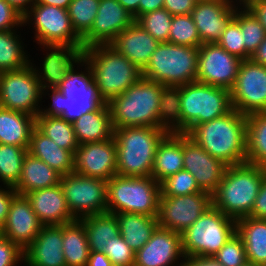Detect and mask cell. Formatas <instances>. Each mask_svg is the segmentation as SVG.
Wrapping results in <instances>:
<instances>
[{"label": "cell", "instance_id": "603a6c76", "mask_svg": "<svg viewBox=\"0 0 266 266\" xmlns=\"http://www.w3.org/2000/svg\"><path fill=\"white\" fill-rule=\"evenodd\" d=\"M42 226L27 198L17 195L11 202L6 223L0 234L24 252L39 234Z\"/></svg>", "mask_w": 266, "mask_h": 266}, {"label": "cell", "instance_id": "f6af8a7d", "mask_svg": "<svg viewBox=\"0 0 266 266\" xmlns=\"http://www.w3.org/2000/svg\"><path fill=\"white\" fill-rule=\"evenodd\" d=\"M217 44L228 53L237 56L241 60H248L251 58L245 50V42L240 26L234 19L226 26Z\"/></svg>", "mask_w": 266, "mask_h": 266}, {"label": "cell", "instance_id": "b9f144b4", "mask_svg": "<svg viewBox=\"0 0 266 266\" xmlns=\"http://www.w3.org/2000/svg\"><path fill=\"white\" fill-rule=\"evenodd\" d=\"M168 42L190 47L201 45L200 36L191 14L173 15Z\"/></svg>", "mask_w": 266, "mask_h": 266}, {"label": "cell", "instance_id": "ab89813d", "mask_svg": "<svg viewBox=\"0 0 266 266\" xmlns=\"http://www.w3.org/2000/svg\"><path fill=\"white\" fill-rule=\"evenodd\" d=\"M28 148L0 144V182L15 187L20 180L23 159Z\"/></svg>", "mask_w": 266, "mask_h": 266}, {"label": "cell", "instance_id": "6f0895ef", "mask_svg": "<svg viewBox=\"0 0 266 266\" xmlns=\"http://www.w3.org/2000/svg\"><path fill=\"white\" fill-rule=\"evenodd\" d=\"M87 266H113V264L103 252L90 251Z\"/></svg>", "mask_w": 266, "mask_h": 266}, {"label": "cell", "instance_id": "30bf717a", "mask_svg": "<svg viewBox=\"0 0 266 266\" xmlns=\"http://www.w3.org/2000/svg\"><path fill=\"white\" fill-rule=\"evenodd\" d=\"M79 66H85L84 70L76 71ZM57 89L64 95L63 114L60 117L70 123L105 104L94 82L90 64L84 58L77 68L74 66L70 70Z\"/></svg>", "mask_w": 266, "mask_h": 266}, {"label": "cell", "instance_id": "91938a15", "mask_svg": "<svg viewBox=\"0 0 266 266\" xmlns=\"http://www.w3.org/2000/svg\"><path fill=\"white\" fill-rule=\"evenodd\" d=\"M253 62L266 66V36L250 58Z\"/></svg>", "mask_w": 266, "mask_h": 266}, {"label": "cell", "instance_id": "bcb514c9", "mask_svg": "<svg viewBox=\"0 0 266 266\" xmlns=\"http://www.w3.org/2000/svg\"><path fill=\"white\" fill-rule=\"evenodd\" d=\"M214 258L224 266H241L248 261L244 244L237 233L230 237Z\"/></svg>", "mask_w": 266, "mask_h": 266}, {"label": "cell", "instance_id": "4316f807", "mask_svg": "<svg viewBox=\"0 0 266 266\" xmlns=\"http://www.w3.org/2000/svg\"><path fill=\"white\" fill-rule=\"evenodd\" d=\"M27 152L45 162L62 176L74 172V153L58 147L36 127L32 131Z\"/></svg>", "mask_w": 266, "mask_h": 266}, {"label": "cell", "instance_id": "d4e9b609", "mask_svg": "<svg viewBox=\"0 0 266 266\" xmlns=\"http://www.w3.org/2000/svg\"><path fill=\"white\" fill-rule=\"evenodd\" d=\"M43 225H62L77 220L70 212L60 184L24 195Z\"/></svg>", "mask_w": 266, "mask_h": 266}, {"label": "cell", "instance_id": "60d3db41", "mask_svg": "<svg viewBox=\"0 0 266 266\" xmlns=\"http://www.w3.org/2000/svg\"><path fill=\"white\" fill-rule=\"evenodd\" d=\"M100 0H72L67 8L75 32L82 38L97 15Z\"/></svg>", "mask_w": 266, "mask_h": 266}, {"label": "cell", "instance_id": "d6986e66", "mask_svg": "<svg viewBox=\"0 0 266 266\" xmlns=\"http://www.w3.org/2000/svg\"><path fill=\"white\" fill-rule=\"evenodd\" d=\"M183 159L184 170L194 176L202 191L212 195L222 181L228 165L211 156L184 133Z\"/></svg>", "mask_w": 266, "mask_h": 266}, {"label": "cell", "instance_id": "94428289", "mask_svg": "<svg viewBox=\"0 0 266 266\" xmlns=\"http://www.w3.org/2000/svg\"><path fill=\"white\" fill-rule=\"evenodd\" d=\"M118 2L134 17L135 21L139 18L140 0H118Z\"/></svg>", "mask_w": 266, "mask_h": 266}, {"label": "cell", "instance_id": "74e56055", "mask_svg": "<svg viewBox=\"0 0 266 266\" xmlns=\"http://www.w3.org/2000/svg\"><path fill=\"white\" fill-rule=\"evenodd\" d=\"M17 29L0 31V71L18 70L30 64Z\"/></svg>", "mask_w": 266, "mask_h": 266}, {"label": "cell", "instance_id": "db71d44e", "mask_svg": "<svg viewBox=\"0 0 266 266\" xmlns=\"http://www.w3.org/2000/svg\"><path fill=\"white\" fill-rule=\"evenodd\" d=\"M249 217L266 219V173Z\"/></svg>", "mask_w": 266, "mask_h": 266}, {"label": "cell", "instance_id": "e575fe53", "mask_svg": "<svg viewBox=\"0 0 266 266\" xmlns=\"http://www.w3.org/2000/svg\"><path fill=\"white\" fill-rule=\"evenodd\" d=\"M87 234L90 251H103L110 239L120 235V228L115 214L108 212L88 215L79 219Z\"/></svg>", "mask_w": 266, "mask_h": 266}, {"label": "cell", "instance_id": "83f0119b", "mask_svg": "<svg viewBox=\"0 0 266 266\" xmlns=\"http://www.w3.org/2000/svg\"><path fill=\"white\" fill-rule=\"evenodd\" d=\"M183 160V133L169 132L158 144L152 177L160 184L184 169Z\"/></svg>", "mask_w": 266, "mask_h": 266}, {"label": "cell", "instance_id": "ee69618b", "mask_svg": "<svg viewBox=\"0 0 266 266\" xmlns=\"http://www.w3.org/2000/svg\"><path fill=\"white\" fill-rule=\"evenodd\" d=\"M160 196H184L202 191L193 175L186 170H180L160 183Z\"/></svg>", "mask_w": 266, "mask_h": 266}, {"label": "cell", "instance_id": "6125c7cd", "mask_svg": "<svg viewBox=\"0 0 266 266\" xmlns=\"http://www.w3.org/2000/svg\"><path fill=\"white\" fill-rule=\"evenodd\" d=\"M14 6L19 12L24 14L33 4L34 0H6Z\"/></svg>", "mask_w": 266, "mask_h": 266}, {"label": "cell", "instance_id": "ba28073f", "mask_svg": "<svg viewBox=\"0 0 266 266\" xmlns=\"http://www.w3.org/2000/svg\"><path fill=\"white\" fill-rule=\"evenodd\" d=\"M160 184L152 177L115 175L107 181L108 213L158 216Z\"/></svg>", "mask_w": 266, "mask_h": 266}, {"label": "cell", "instance_id": "7a4b0ae2", "mask_svg": "<svg viewBox=\"0 0 266 266\" xmlns=\"http://www.w3.org/2000/svg\"><path fill=\"white\" fill-rule=\"evenodd\" d=\"M232 109L227 89L197 81L178 86L170 90V132L187 134L194 126Z\"/></svg>", "mask_w": 266, "mask_h": 266}, {"label": "cell", "instance_id": "7dc6e473", "mask_svg": "<svg viewBox=\"0 0 266 266\" xmlns=\"http://www.w3.org/2000/svg\"><path fill=\"white\" fill-rule=\"evenodd\" d=\"M113 266H134L135 252L121 235L113 237L102 251Z\"/></svg>", "mask_w": 266, "mask_h": 266}, {"label": "cell", "instance_id": "6da1fadb", "mask_svg": "<svg viewBox=\"0 0 266 266\" xmlns=\"http://www.w3.org/2000/svg\"><path fill=\"white\" fill-rule=\"evenodd\" d=\"M108 106L113 128H169L170 90L156 81L142 77Z\"/></svg>", "mask_w": 266, "mask_h": 266}, {"label": "cell", "instance_id": "681fc988", "mask_svg": "<svg viewBox=\"0 0 266 266\" xmlns=\"http://www.w3.org/2000/svg\"><path fill=\"white\" fill-rule=\"evenodd\" d=\"M24 263L23 251L0 234V266H18Z\"/></svg>", "mask_w": 266, "mask_h": 266}, {"label": "cell", "instance_id": "cb8c5ba5", "mask_svg": "<svg viewBox=\"0 0 266 266\" xmlns=\"http://www.w3.org/2000/svg\"><path fill=\"white\" fill-rule=\"evenodd\" d=\"M62 246V225H43L23 252V266H66Z\"/></svg>", "mask_w": 266, "mask_h": 266}, {"label": "cell", "instance_id": "1f68e13d", "mask_svg": "<svg viewBox=\"0 0 266 266\" xmlns=\"http://www.w3.org/2000/svg\"><path fill=\"white\" fill-rule=\"evenodd\" d=\"M35 117L0 107V144L28 148Z\"/></svg>", "mask_w": 266, "mask_h": 266}, {"label": "cell", "instance_id": "e7e4bbea", "mask_svg": "<svg viewBox=\"0 0 266 266\" xmlns=\"http://www.w3.org/2000/svg\"><path fill=\"white\" fill-rule=\"evenodd\" d=\"M241 266H259V265H256V264H254V263H252V262L247 261L246 263H244V264L241 265Z\"/></svg>", "mask_w": 266, "mask_h": 266}, {"label": "cell", "instance_id": "9c48e42d", "mask_svg": "<svg viewBox=\"0 0 266 266\" xmlns=\"http://www.w3.org/2000/svg\"><path fill=\"white\" fill-rule=\"evenodd\" d=\"M236 233V220L213 205L181 233L184 256H214Z\"/></svg>", "mask_w": 266, "mask_h": 266}, {"label": "cell", "instance_id": "484cf974", "mask_svg": "<svg viewBox=\"0 0 266 266\" xmlns=\"http://www.w3.org/2000/svg\"><path fill=\"white\" fill-rule=\"evenodd\" d=\"M110 45L127 57L142 72L148 65L159 42L135 21L118 34Z\"/></svg>", "mask_w": 266, "mask_h": 266}, {"label": "cell", "instance_id": "4fadbf2b", "mask_svg": "<svg viewBox=\"0 0 266 266\" xmlns=\"http://www.w3.org/2000/svg\"><path fill=\"white\" fill-rule=\"evenodd\" d=\"M34 25V41L41 44H82V38L75 32L67 9L33 4L23 14V26Z\"/></svg>", "mask_w": 266, "mask_h": 266}, {"label": "cell", "instance_id": "9a60e30c", "mask_svg": "<svg viewBox=\"0 0 266 266\" xmlns=\"http://www.w3.org/2000/svg\"><path fill=\"white\" fill-rule=\"evenodd\" d=\"M212 206V195L207 192L184 196H160L158 227L182 233Z\"/></svg>", "mask_w": 266, "mask_h": 266}, {"label": "cell", "instance_id": "f35d334b", "mask_svg": "<svg viewBox=\"0 0 266 266\" xmlns=\"http://www.w3.org/2000/svg\"><path fill=\"white\" fill-rule=\"evenodd\" d=\"M233 19L239 24L246 52L252 56L266 36V30L253 12L244 4L236 9Z\"/></svg>", "mask_w": 266, "mask_h": 266}, {"label": "cell", "instance_id": "7402d4cb", "mask_svg": "<svg viewBox=\"0 0 266 266\" xmlns=\"http://www.w3.org/2000/svg\"><path fill=\"white\" fill-rule=\"evenodd\" d=\"M183 257L181 234L157 227L135 253L134 266H182Z\"/></svg>", "mask_w": 266, "mask_h": 266}, {"label": "cell", "instance_id": "4dcf8cb0", "mask_svg": "<svg viewBox=\"0 0 266 266\" xmlns=\"http://www.w3.org/2000/svg\"><path fill=\"white\" fill-rule=\"evenodd\" d=\"M236 233L242 239L247 260L259 266L266 264V219L249 216L236 220Z\"/></svg>", "mask_w": 266, "mask_h": 266}, {"label": "cell", "instance_id": "52a82bcc", "mask_svg": "<svg viewBox=\"0 0 266 266\" xmlns=\"http://www.w3.org/2000/svg\"><path fill=\"white\" fill-rule=\"evenodd\" d=\"M199 47L159 43L142 77L156 81L169 90L196 82Z\"/></svg>", "mask_w": 266, "mask_h": 266}, {"label": "cell", "instance_id": "8d00e7d4", "mask_svg": "<svg viewBox=\"0 0 266 266\" xmlns=\"http://www.w3.org/2000/svg\"><path fill=\"white\" fill-rule=\"evenodd\" d=\"M35 127L58 147L75 154L79 144L76 140L73 123L60 116H37L35 118Z\"/></svg>", "mask_w": 266, "mask_h": 266}, {"label": "cell", "instance_id": "f907efd6", "mask_svg": "<svg viewBox=\"0 0 266 266\" xmlns=\"http://www.w3.org/2000/svg\"><path fill=\"white\" fill-rule=\"evenodd\" d=\"M51 92V94L47 92ZM50 97L51 104H48V108H40L37 116H61L63 114L64 95L57 88H44L42 89V95Z\"/></svg>", "mask_w": 266, "mask_h": 266}, {"label": "cell", "instance_id": "8fae6325", "mask_svg": "<svg viewBox=\"0 0 266 266\" xmlns=\"http://www.w3.org/2000/svg\"><path fill=\"white\" fill-rule=\"evenodd\" d=\"M42 88L31 64L0 76V107L34 116L39 114Z\"/></svg>", "mask_w": 266, "mask_h": 266}, {"label": "cell", "instance_id": "836d02e7", "mask_svg": "<svg viewBox=\"0 0 266 266\" xmlns=\"http://www.w3.org/2000/svg\"><path fill=\"white\" fill-rule=\"evenodd\" d=\"M63 254L66 266H87L90 248L80 220L62 224Z\"/></svg>", "mask_w": 266, "mask_h": 266}, {"label": "cell", "instance_id": "5bb4252c", "mask_svg": "<svg viewBox=\"0 0 266 266\" xmlns=\"http://www.w3.org/2000/svg\"><path fill=\"white\" fill-rule=\"evenodd\" d=\"M230 96L232 107L243 115L266 112V66L242 60Z\"/></svg>", "mask_w": 266, "mask_h": 266}, {"label": "cell", "instance_id": "e0dca14e", "mask_svg": "<svg viewBox=\"0 0 266 266\" xmlns=\"http://www.w3.org/2000/svg\"><path fill=\"white\" fill-rule=\"evenodd\" d=\"M39 46L40 48L42 46L43 51H48L42 61V67L40 69L32 64V60L30 64L42 89L57 88L70 70L84 58L82 44H41Z\"/></svg>", "mask_w": 266, "mask_h": 266}, {"label": "cell", "instance_id": "d6a6232c", "mask_svg": "<svg viewBox=\"0 0 266 266\" xmlns=\"http://www.w3.org/2000/svg\"><path fill=\"white\" fill-rule=\"evenodd\" d=\"M115 216L119 223L120 235L135 253L158 227L157 217L136 213H117Z\"/></svg>", "mask_w": 266, "mask_h": 266}, {"label": "cell", "instance_id": "ac0fdd59", "mask_svg": "<svg viewBox=\"0 0 266 266\" xmlns=\"http://www.w3.org/2000/svg\"><path fill=\"white\" fill-rule=\"evenodd\" d=\"M242 0H203L197 1L191 16L196 25L202 44H213L233 19Z\"/></svg>", "mask_w": 266, "mask_h": 266}, {"label": "cell", "instance_id": "44dd1931", "mask_svg": "<svg viewBox=\"0 0 266 266\" xmlns=\"http://www.w3.org/2000/svg\"><path fill=\"white\" fill-rule=\"evenodd\" d=\"M74 172L108 181L117 174L114 138L79 145L74 154Z\"/></svg>", "mask_w": 266, "mask_h": 266}, {"label": "cell", "instance_id": "7bdbcfd3", "mask_svg": "<svg viewBox=\"0 0 266 266\" xmlns=\"http://www.w3.org/2000/svg\"><path fill=\"white\" fill-rule=\"evenodd\" d=\"M173 15L165 8L141 15L136 22L159 43L168 42Z\"/></svg>", "mask_w": 266, "mask_h": 266}, {"label": "cell", "instance_id": "3957f363", "mask_svg": "<svg viewBox=\"0 0 266 266\" xmlns=\"http://www.w3.org/2000/svg\"><path fill=\"white\" fill-rule=\"evenodd\" d=\"M186 135L228 166L246 162L247 116L234 108L221 117L194 126Z\"/></svg>", "mask_w": 266, "mask_h": 266}, {"label": "cell", "instance_id": "816d5d0a", "mask_svg": "<svg viewBox=\"0 0 266 266\" xmlns=\"http://www.w3.org/2000/svg\"><path fill=\"white\" fill-rule=\"evenodd\" d=\"M17 195L14 187L4 185L3 188L0 186V231L6 223L11 202Z\"/></svg>", "mask_w": 266, "mask_h": 266}, {"label": "cell", "instance_id": "5b68a950", "mask_svg": "<svg viewBox=\"0 0 266 266\" xmlns=\"http://www.w3.org/2000/svg\"><path fill=\"white\" fill-rule=\"evenodd\" d=\"M170 132L169 128H114L117 150V175L126 177L152 176L158 144Z\"/></svg>", "mask_w": 266, "mask_h": 266}, {"label": "cell", "instance_id": "11a10c76", "mask_svg": "<svg viewBox=\"0 0 266 266\" xmlns=\"http://www.w3.org/2000/svg\"><path fill=\"white\" fill-rule=\"evenodd\" d=\"M183 258L182 266H224L214 256L189 255Z\"/></svg>", "mask_w": 266, "mask_h": 266}, {"label": "cell", "instance_id": "f1b7e54d", "mask_svg": "<svg viewBox=\"0 0 266 266\" xmlns=\"http://www.w3.org/2000/svg\"><path fill=\"white\" fill-rule=\"evenodd\" d=\"M76 140L79 145L102 142L113 138L114 128L108 103L98 110L88 112L73 122Z\"/></svg>", "mask_w": 266, "mask_h": 266}, {"label": "cell", "instance_id": "d590c367", "mask_svg": "<svg viewBox=\"0 0 266 266\" xmlns=\"http://www.w3.org/2000/svg\"><path fill=\"white\" fill-rule=\"evenodd\" d=\"M246 162L266 167V112L247 115Z\"/></svg>", "mask_w": 266, "mask_h": 266}, {"label": "cell", "instance_id": "f546056e", "mask_svg": "<svg viewBox=\"0 0 266 266\" xmlns=\"http://www.w3.org/2000/svg\"><path fill=\"white\" fill-rule=\"evenodd\" d=\"M61 177L62 175L56 170L27 152L23 159L20 180L14 190L18 195L24 196L30 191L60 184Z\"/></svg>", "mask_w": 266, "mask_h": 266}, {"label": "cell", "instance_id": "ffe728a7", "mask_svg": "<svg viewBox=\"0 0 266 266\" xmlns=\"http://www.w3.org/2000/svg\"><path fill=\"white\" fill-rule=\"evenodd\" d=\"M134 22V17L118 0H100L91 29L82 37V47L86 49L94 45L110 44Z\"/></svg>", "mask_w": 266, "mask_h": 266}, {"label": "cell", "instance_id": "277c9868", "mask_svg": "<svg viewBox=\"0 0 266 266\" xmlns=\"http://www.w3.org/2000/svg\"><path fill=\"white\" fill-rule=\"evenodd\" d=\"M265 173L266 167L247 162L228 166L212 194V205L235 220L249 216Z\"/></svg>", "mask_w": 266, "mask_h": 266}, {"label": "cell", "instance_id": "f5cc1de1", "mask_svg": "<svg viewBox=\"0 0 266 266\" xmlns=\"http://www.w3.org/2000/svg\"><path fill=\"white\" fill-rule=\"evenodd\" d=\"M197 0H164V7L171 15L191 14Z\"/></svg>", "mask_w": 266, "mask_h": 266}, {"label": "cell", "instance_id": "9f6ffc18", "mask_svg": "<svg viewBox=\"0 0 266 266\" xmlns=\"http://www.w3.org/2000/svg\"><path fill=\"white\" fill-rule=\"evenodd\" d=\"M266 30V0H242Z\"/></svg>", "mask_w": 266, "mask_h": 266}, {"label": "cell", "instance_id": "8992f818", "mask_svg": "<svg viewBox=\"0 0 266 266\" xmlns=\"http://www.w3.org/2000/svg\"><path fill=\"white\" fill-rule=\"evenodd\" d=\"M94 82L105 103L119 96L142 78L141 70L110 44L84 49Z\"/></svg>", "mask_w": 266, "mask_h": 266}, {"label": "cell", "instance_id": "be15d7a7", "mask_svg": "<svg viewBox=\"0 0 266 266\" xmlns=\"http://www.w3.org/2000/svg\"><path fill=\"white\" fill-rule=\"evenodd\" d=\"M72 0H34V4H46L67 9Z\"/></svg>", "mask_w": 266, "mask_h": 266}, {"label": "cell", "instance_id": "7c38bea8", "mask_svg": "<svg viewBox=\"0 0 266 266\" xmlns=\"http://www.w3.org/2000/svg\"><path fill=\"white\" fill-rule=\"evenodd\" d=\"M60 186L69 210L77 220L108 212L106 180L73 172L61 177Z\"/></svg>", "mask_w": 266, "mask_h": 266}, {"label": "cell", "instance_id": "c3c4849f", "mask_svg": "<svg viewBox=\"0 0 266 266\" xmlns=\"http://www.w3.org/2000/svg\"><path fill=\"white\" fill-rule=\"evenodd\" d=\"M23 27V14L6 0H0V31Z\"/></svg>", "mask_w": 266, "mask_h": 266}, {"label": "cell", "instance_id": "680465c9", "mask_svg": "<svg viewBox=\"0 0 266 266\" xmlns=\"http://www.w3.org/2000/svg\"><path fill=\"white\" fill-rule=\"evenodd\" d=\"M164 0H140L139 2V17L145 13L162 9Z\"/></svg>", "mask_w": 266, "mask_h": 266}, {"label": "cell", "instance_id": "2e32d148", "mask_svg": "<svg viewBox=\"0 0 266 266\" xmlns=\"http://www.w3.org/2000/svg\"><path fill=\"white\" fill-rule=\"evenodd\" d=\"M242 60L228 53L217 43L202 44L198 51L196 81L231 90Z\"/></svg>", "mask_w": 266, "mask_h": 266}]
</instances>
